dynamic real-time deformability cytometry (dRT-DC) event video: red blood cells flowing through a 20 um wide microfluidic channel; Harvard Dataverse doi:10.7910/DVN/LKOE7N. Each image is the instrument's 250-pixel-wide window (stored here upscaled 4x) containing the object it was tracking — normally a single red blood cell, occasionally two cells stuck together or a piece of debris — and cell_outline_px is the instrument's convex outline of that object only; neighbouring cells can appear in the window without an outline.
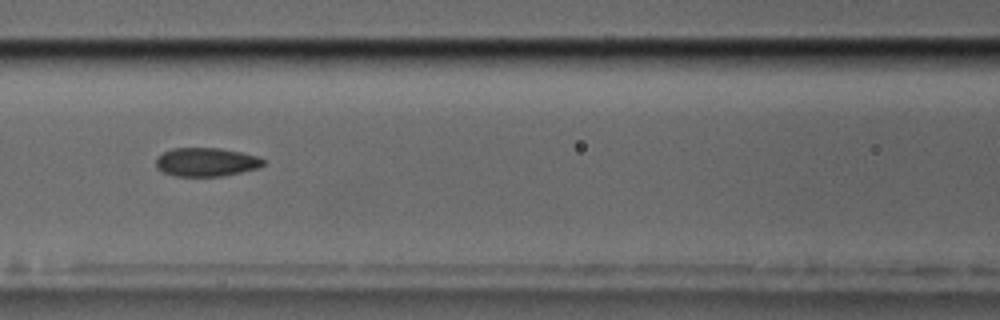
{"species": "common noctule bat (a hibernating species)", "species_latin": "Nyctalus noctula", "temperature_condition": "cold", "stored_images_in_passage": 7, "camera_frame_rate_fps": 3000, "um_per_image_px": 0.085, "animal": {"sex": "male", "body_mass_g": 17.5, "forearm_length_mm": 52.3}, "frame": {"image": 1, "passage_image": 6, "time_ms": 5.667, "image_size_px": [1000, 320], "cell_outline_px": [[264, 164], [256, 168], [224, 176], [176, 176], [164, 172], [156, 168], [156, 160], [164, 152], [172, 148], [220, 148], [240, 152], [256, 156], [264, 160]], "centroid_in_image_um": [17.51, 13.77], "position_along_channel_um": 149.1, "area_um2": 17.69}}
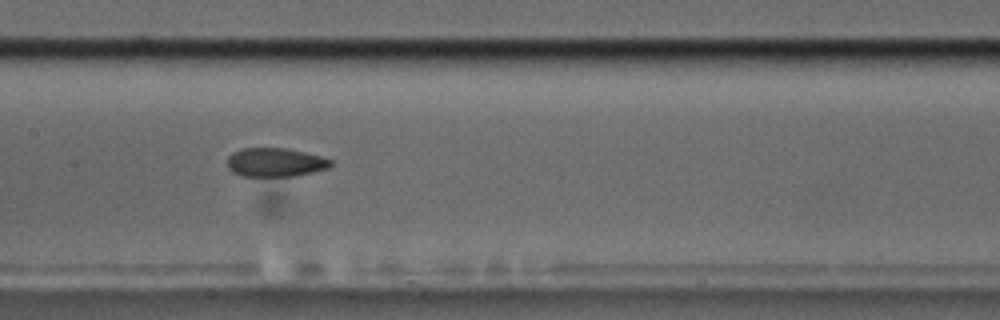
{"frame": {"image": 2, "passage_image": 7, "time_ms": 6.667, "image_size_px": [1000, 320], "cell_outline_px": [[336, 164], [328, 168], [296, 176], [240, 176], [232, 172], [228, 168], [228, 156], [232, 152], [240, 148], [284, 148], [304, 152], [320, 156], [332, 160]], "centroid_in_image_um": [23.4, 13.8], "position_along_channel_um": 184.0, "area_um2": 17.51}}